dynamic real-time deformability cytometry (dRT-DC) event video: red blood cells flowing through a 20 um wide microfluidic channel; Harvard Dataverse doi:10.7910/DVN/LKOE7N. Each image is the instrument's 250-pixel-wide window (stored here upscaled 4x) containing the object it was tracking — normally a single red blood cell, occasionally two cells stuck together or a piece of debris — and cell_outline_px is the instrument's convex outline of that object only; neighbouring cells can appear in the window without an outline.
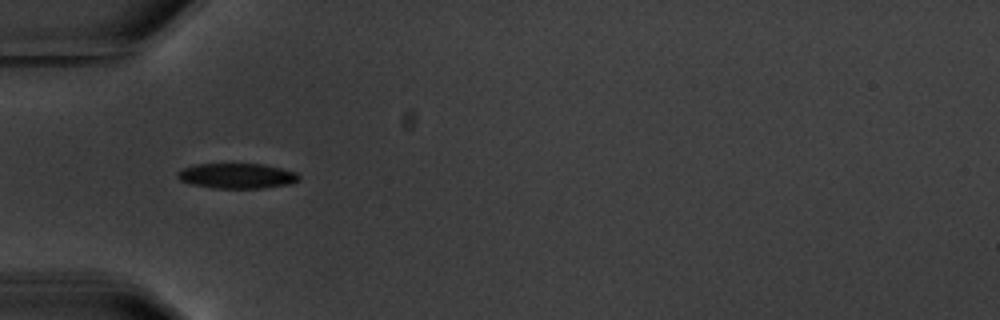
{"species": "common noctule bat (a hibernating species)", "species_latin": "Nyctalus noctula", "temperature_condition": "warm", "stored_images_in_passage": 2, "camera_frame_rate_fps": 3000, "um_per_image_px": 0.085, "animal": {"sex": "male", "body_mass_g": 20.1, "forearm_length_mm": 53.5}, "frame": {"image": 1, "passage_image": 1, "time_ms": 0.0, "image_size_px": [1000, 320], "cell_outline_px": [[300, 180], [292, 184], [264, 188], [212, 188], [192, 184], [180, 180], [176, 176], [176, 172], [180, 168], [196, 164], [264, 164], [296, 172], [300, 176]], "centroid_in_image_um": [20.13, 14.95], "position_along_channel_um": 64.9, "area_um2": 18.03}}
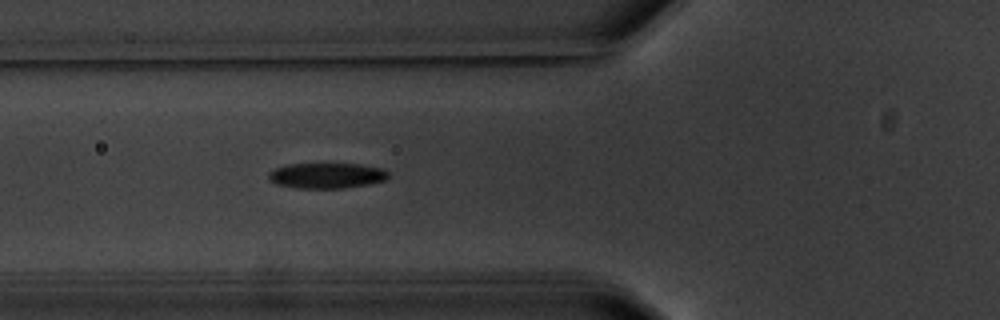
{"frame": {"image": 2, "passage_image": 2, "time_ms": 1.0, "image_size_px": [1000, 320], "cell_outline_px": [[388, 176], [384, 180], [368, 184], [344, 188], [296, 188], [276, 184], [268, 176], [268, 172], [276, 168], [288, 164], [360, 164], [384, 168], [388, 172]], "centroid_in_image_um": [27.78, 14.92], "position_along_channel_um": 98.0, "area_um2": 17.69}}